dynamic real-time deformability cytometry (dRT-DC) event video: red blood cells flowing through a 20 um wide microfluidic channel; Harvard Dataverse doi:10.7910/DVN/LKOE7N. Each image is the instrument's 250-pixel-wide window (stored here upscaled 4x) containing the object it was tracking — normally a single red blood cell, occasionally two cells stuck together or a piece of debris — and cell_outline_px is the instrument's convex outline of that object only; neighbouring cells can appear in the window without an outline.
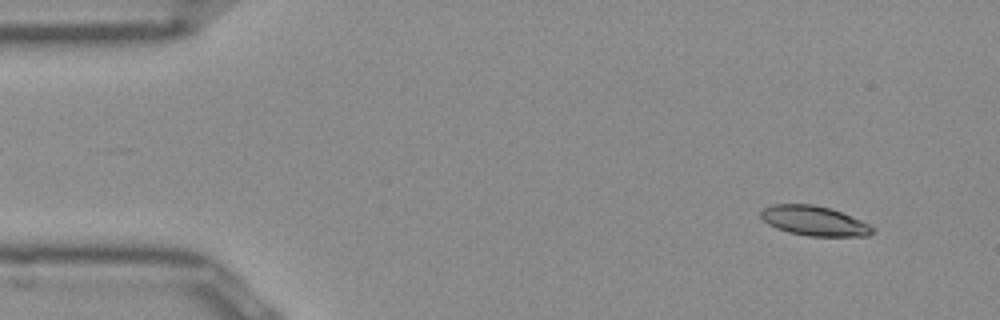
{"species": "Egyptian fruit bat (a non-hibernating species)", "species_latin": "Rousettus aegyptiacus", "temperature_condition": "room temperature", "stored_images_in_passage": 14, "camera_frame_rate_fps": 3000, "um_per_image_px": 0.085, "frame": {"image": 1, "passage_image": 4, "time_ms": 1.0, "image_size_px": [1000, 320], "cell_outline_px": [[876, 228], [868, 236], [808, 236], [788, 232], [776, 228], [768, 224], [760, 216], [760, 212], [764, 208], [772, 204], [812, 204], [828, 208], [840, 212], [860, 220]], "centroid_in_image_um": [69.18, 18.78], "position_along_channel_um": 15.8, "area_um2": 19.19}}
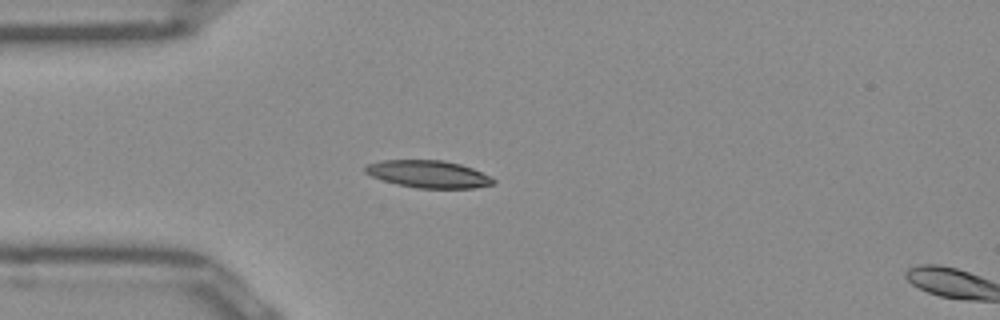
{"frame": {"image": 2, "passage_image": 13, "time_ms": 4.0, "image_size_px": [1000, 320], "cell_outline_px": [[496, 184], [476, 188], [416, 188], [396, 184], [372, 176], [364, 172], [364, 168], [368, 164], [380, 160], [444, 160], [460, 164], [472, 168], [496, 180]], "centroid_in_image_um": [36.42, 14.8], "position_along_channel_um": 48.6, "area_um2": 20.4}}